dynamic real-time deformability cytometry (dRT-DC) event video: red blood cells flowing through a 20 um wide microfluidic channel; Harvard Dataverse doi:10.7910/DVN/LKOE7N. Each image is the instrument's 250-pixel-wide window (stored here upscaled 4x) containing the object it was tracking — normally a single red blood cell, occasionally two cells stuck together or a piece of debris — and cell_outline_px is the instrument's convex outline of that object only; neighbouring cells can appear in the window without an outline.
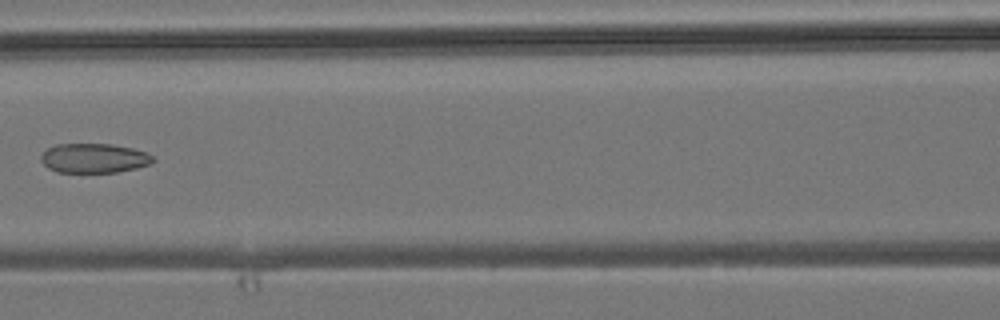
{"species": "common noctule bat (a hibernating species)", "species_latin": "Nyctalus noctula", "temperature_condition": "room temperature", "stored_images_in_passage": 3, "camera_frame_rate_fps": 3000, "um_per_image_px": 0.085, "animal": {"sex": "male", "body_mass_g": 19.2, "forearm_length_mm": 51.8}, "frame": {"image": 1, "passage_image": 3, "time_ms": 2.333, "image_size_px": [1000, 320], "cell_outline_px": [[156, 160], [148, 164], [136, 168], [116, 172], [56, 172], [48, 168], [40, 160], [40, 156], [48, 148], [56, 144], [112, 144], [132, 148], [144, 152], [152, 156]], "centroid_in_image_um": [7.96, 13.44], "position_along_channel_um": 158.6, "area_um2": 19.13}}